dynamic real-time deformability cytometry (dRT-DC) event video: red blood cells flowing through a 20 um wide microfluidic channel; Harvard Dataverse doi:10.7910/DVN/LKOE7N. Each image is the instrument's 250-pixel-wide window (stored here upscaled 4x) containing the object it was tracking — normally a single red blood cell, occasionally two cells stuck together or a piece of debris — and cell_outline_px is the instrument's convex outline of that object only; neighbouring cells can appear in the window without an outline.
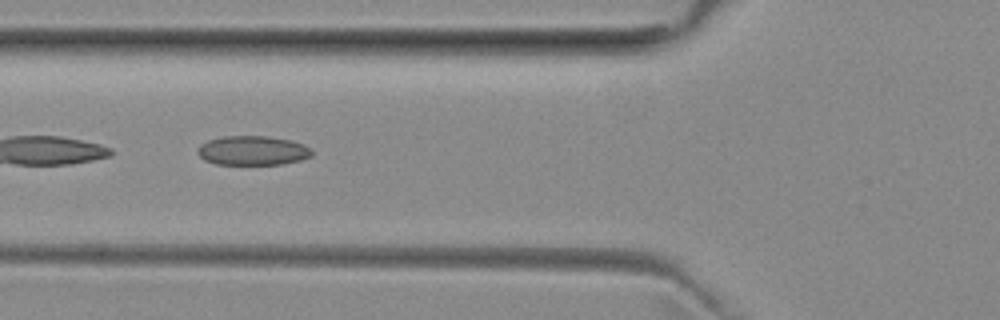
{"species": "common noctule bat (a hibernating species)", "species_latin": "Nyctalus noctula", "temperature_condition": "room temperature", "stored_images_in_passage": 36, "camera_frame_rate_fps": 3000, "um_per_image_px": 0.085, "animal": {"sex": "female", "body_mass_g": 29.2, "forearm_length_mm": 56.3}, "frame": {"image": 1, "passage_image": 4, "time_ms": 1.0, "image_size_px": [1000, 320], "cell_outline_px": [[312, 156], [300, 160], [280, 164], [216, 164], [204, 160], [196, 152], [196, 148], [200, 144], [208, 140], [224, 136], [268, 136], [292, 140], [304, 144], [312, 148]], "centroid_in_image_um": [21.47, 12.79], "position_along_channel_um": 104.3, "area_um2": 19.71}}
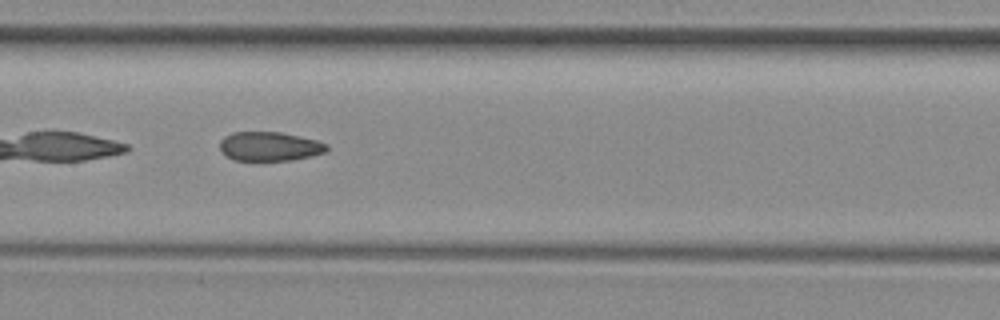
{"frame": {"image": 2, "passage_image": 10, "time_ms": 3.0, "image_size_px": [1000, 320], "cell_outline_px": [[328, 148], [324, 152], [292, 160], [232, 160], [220, 148], [220, 140], [224, 136], [232, 132], [280, 132], [316, 140], [328, 144]], "centroid_in_image_um": [22.89, 12.43], "position_along_channel_um": 184.5, "area_um2": 17.92}}
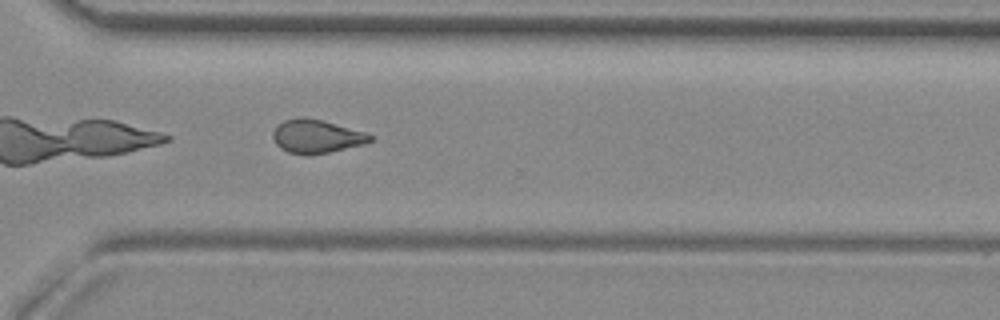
{"frame": {"image": 3, "passage_image": 22, "time_ms": 7.0, "image_size_px": [1000, 320], "cell_outline_px": [[372, 140], [364, 144], [328, 152], [288, 152], [280, 148], [276, 144], [272, 136], [272, 132], [284, 120], [300, 116], [304, 116], [324, 120], [364, 132], [372, 136]], "centroid_in_image_um": [26.89, 11.54], "position_along_channel_um": 343.7, "area_um2": 18.44}, "authors_computed_cell_mechanics": {"area_um2": 18.9873, "velocity_mm_per_s": 3.9949, "shape_relaxation_time_tau1_ms": null, "shape_relaxation_time_tau2_ms": 2.8344, "deformation_change_tau1": null, "deformation_change_tau2": 0.1052}}